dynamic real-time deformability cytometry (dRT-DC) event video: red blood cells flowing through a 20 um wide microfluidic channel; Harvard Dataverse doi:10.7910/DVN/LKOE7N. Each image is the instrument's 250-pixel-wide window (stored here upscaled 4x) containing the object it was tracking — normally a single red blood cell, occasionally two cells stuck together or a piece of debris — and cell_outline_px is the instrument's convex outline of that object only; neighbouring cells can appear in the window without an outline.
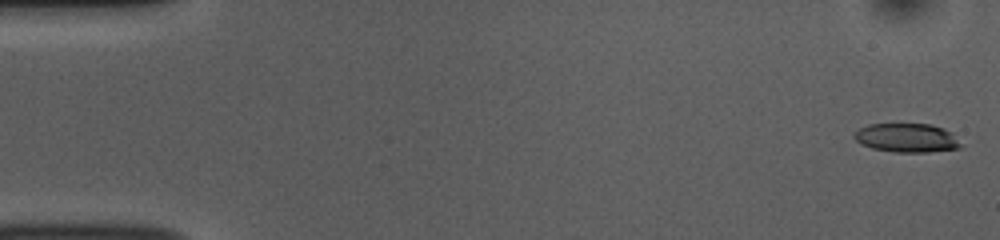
{"species": "common noctule bat (a hibernating species)", "species_latin": "Nyctalus noctula", "temperature_condition": "room temperature", "stored_images_in_passage": 52, "camera_frame_rate_fps": 3000, "um_per_image_px": 0.085, "animal": {"sex": "female", "body_mass_g": 10.0, "forearm_length_mm": 53.1}, "frame": {"image": 1, "passage_image": 1, "time_ms": 0.0, "image_size_px": [1000, 240], "cell_outline_px": [[960, 148], [928, 152], [892, 152], [872, 148], [860, 144], [852, 136], [860, 128], [868, 124], [932, 124], [944, 128], [952, 132], [960, 144]], "centroid_in_image_um": [77.06, 11.71], "position_along_channel_um": 7.9, "area_um2": 17.98}}
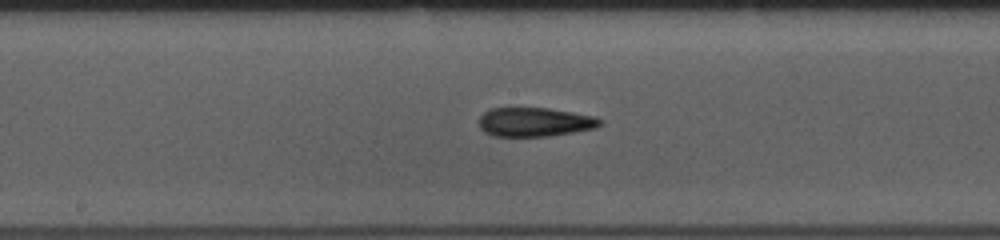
{"frame": {"image": 2, "passage_image": 27, "time_ms": 8.667, "image_size_px": [1000, 240], "cell_outline_px": [[604, 124], [596, 128], [548, 136], [492, 136], [484, 132], [480, 128], [480, 116], [484, 112], [492, 108], [548, 108], [596, 116], [604, 120]], "centroid_in_image_um": [45.5, 10.37], "position_along_channel_um": 202.7, "area_um2": 20.58}}
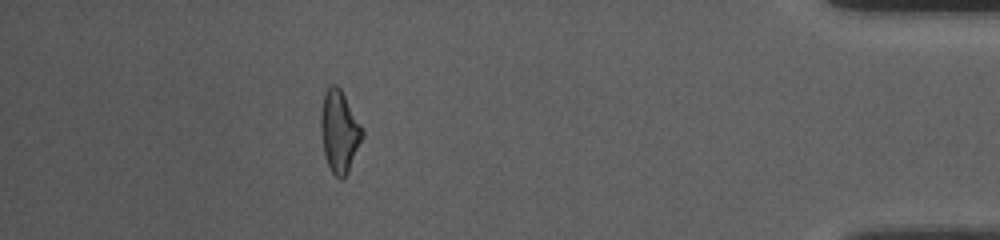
{"frame": {"image": 3, "passage_image": 47, "time_ms": 15.333, "image_size_px": [1000, 240], "cell_outline_px": [[364, 136], [348, 172], [340, 180], [332, 172], [328, 164], [324, 152], [320, 128], [320, 112], [324, 92], [332, 84], [336, 84], [340, 88], [360, 124], [364, 132]], "centroid_in_image_um": [28.84, 11.16], "position_along_channel_um": 406.4, "area_um2": 19.65}, "authors_computed_cell_mechanics": {"area_um2": 19.7387, "velocity_mm_per_s": 3.7955, "shape_relaxation_time_tau1_ms": 6.1144, "shape_relaxation_time_tau2_ms": 2.8701, "deformation_change_tau1": 0.1815, "deformation_change_tau2": 0.1343}}